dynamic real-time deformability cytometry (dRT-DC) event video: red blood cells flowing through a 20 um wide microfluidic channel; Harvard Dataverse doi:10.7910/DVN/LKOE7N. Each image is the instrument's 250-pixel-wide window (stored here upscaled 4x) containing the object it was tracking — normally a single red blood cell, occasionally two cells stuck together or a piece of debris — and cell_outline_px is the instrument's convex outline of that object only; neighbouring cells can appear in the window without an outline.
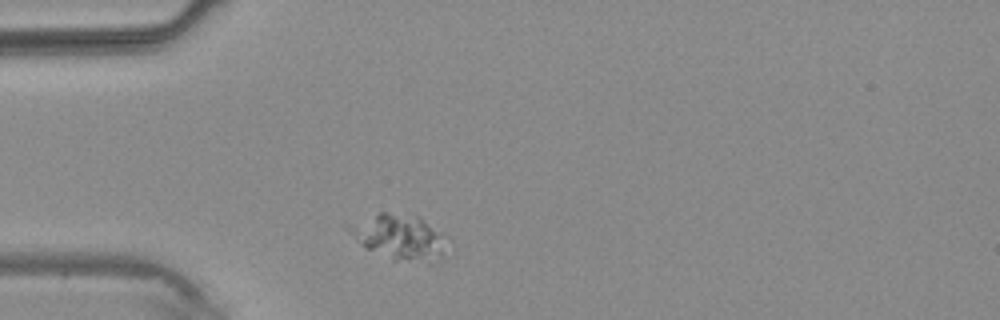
{"species": "common noctule bat (a hibernating species)", "species_latin": "Nyctalus noctula", "temperature_condition": "warm", "stored_images_in_passage": 1, "camera_frame_rate_fps": 3000, "um_per_image_px": 0.085, "animal": {"sex": "male", "body_mass_g": 20.4}, "frame": {"image": 1, "passage_image": 1, "time_ms": 0.0, "image_size_px": [1000, 320], "cell_outline_px": [[440, 256], [396, 260], [392, 260], [364, 248], [344, 228], [344, 224], [380, 212], [388, 212], [416, 216], [436, 236], [440, 252]], "centroid_in_image_um": [33.54, 20.07], "position_along_channel_um": 51.5, "area_um2": 23.35}}